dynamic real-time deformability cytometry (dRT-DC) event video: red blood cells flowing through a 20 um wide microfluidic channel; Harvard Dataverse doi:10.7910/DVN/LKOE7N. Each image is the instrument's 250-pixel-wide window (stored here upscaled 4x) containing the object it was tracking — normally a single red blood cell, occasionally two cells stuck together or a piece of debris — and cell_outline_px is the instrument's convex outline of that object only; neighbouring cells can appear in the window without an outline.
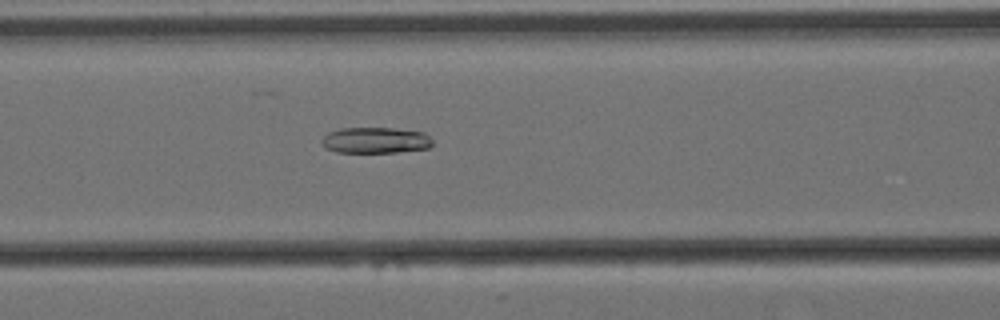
{"species": "Egyptian fruit bat (a non-hibernating species)", "species_latin": "Rousettus aegyptiacus", "temperature_condition": "cold", "stored_images_in_passage": 58, "camera_frame_rate_fps": 3000, "um_per_image_px": 0.085, "animal": {"sex": "female"}, "frame": {"image": 1, "passage_image": 23, "time_ms": 7.333, "image_size_px": [1000, 320], "cell_outline_px": [[432, 144], [428, 148], [396, 152], [336, 152], [324, 148], [320, 140], [328, 132], [340, 128], [392, 128], [424, 132], [432, 140]], "centroid_in_image_um": [31.87, 11.92], "position_along_channel_um": 134.7, "area_um2": 16.82}}
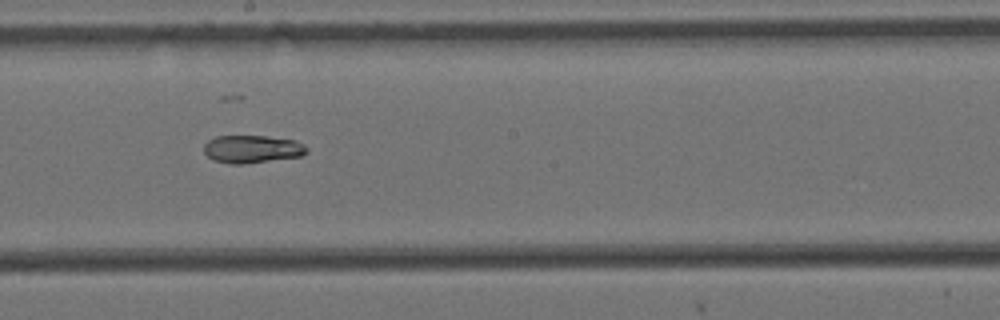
{"frame": {"image": 2, "passage_image": 31, "time_ms": 10.0, "image_size_px": [1000, 320], "cell_outline_px": [[308, 152], [304, 156], [244, 164], [228, 164], [212, 160], [204, 152], [204, 144], [208, 140], [216, 136], [264, 136], [296, 140], [304, 144], [308, 148]], "centroid_in_image_um": [21.45, 12.68], "position_along_channel_um": 226.7, "area_um2": 16.94}}
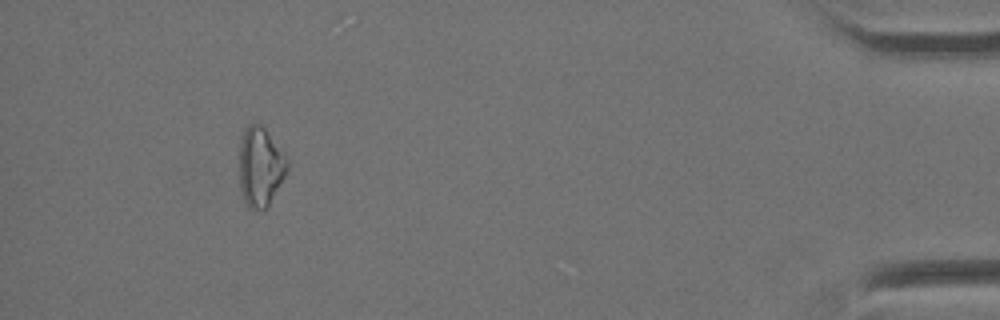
{"frame": {"image": 3, "passage_image": 53, "time_ms": 17.333, "image_size_px": [1000, 320], "cell_outline_px": [[288, 168], [268, 208], [248, 208], [240, 192], [240, 144], [244, 128], [248, 124], [260, 124], [264, 128], [284, 152], [288, 160]], "centroid_in_image_um": [22.13, 14.17], "position_along_channel_um": 413.1, "area_um2": 22.08}, "authors_computed_cell_mechanics": {"area_um2": 19.1896, "velocity_mm_per_s": 3.4636, "shape_relaxation_time_tau1_ms": null, "shape_relaxation_time_tau2_ms": 6.011, "deformation_change_tau1": null, "deformation_change_tau2": 0.1098}}